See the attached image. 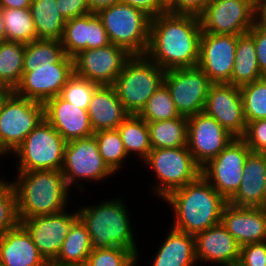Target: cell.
I'll use <instances>...</instances> for the list:
<instances>
[{
	"mask_svg": "<svg viewBox=\"0 0 266 266\" xmlns=\"http://www.w3.org/2000/svg\"><path fill=\"white\" fill-rule=\"evenodd\" d=\"M117 129L128 156L137 153L144 161L152 150L147 122L139 115H129Z\"/></svg>",
	"mask_w": 266,
	"mask_h": 266,
	"instance_id": "obj_31",
	"label": "cell"
},
{
	"mask_svg": "<svg viewBox=\"0 0 266 266\" xmlns=\"http://www.w3.org/2000/svg\"><path fill=\"white\" fill-rule=\"evenodd\" d=\"M64 55V49L59 40H34L25 46L24 72H33L41 64H55Z\"/></svg>",
	"mask_w": 266,
	"mask_h": 266,
	"instance_id": "obj_35",
	"label": "cell"
},
{
	"mask_svg": "<svg viewBox=\"0 0 266 266\" xmlns=\"http://www.w3.org/2000/svg\"><path fill=\"white\" fill-rule=\"evenodd\" d=\"M194 239L197 262L237 266L241 246L221 223L195 234Z\"/></svg>",
	"mask_w": 266,
	"mask_h": 266,
	"instance_id": "obj_23",
	"label": "cell"
},
{
	"mask_svg": "<svg viewBox=\"0 0 266 266\" xmlns=\"http://www.w3.org/2000/svg\"><path fill=\"white\" fill-rule=\"evenodd\" d=\"M12 92L13 90L10 87L0 83V110L2 109L4 102Z\"/></svg>",
	"mask_w": 266,
	"mask_h": 266,
	"instance_id": "obj_51",
	"label": "cell"
},
{
	"mask_svg": "<svg viewBox=\"0 0 266 266\" xmlns=\"http://www.w3.org/2000/svg\"><path fill=\"white\" fill-rule=\"evenodd\" d=\"M46 263L21 223L0 235V266H44Z\"/></svg>",
	"mask_w": 266,
	"mask_h": 266,
	"instance_id": "obj_24",
	"label": "cell"
},
{
	"mask_svg": "<svg viewBox=\"0 0 266 266\" xmlns=\"http://www.w3.org/2000/svg\"><path fill=\"white\" fill-rule=\"evenodd\" d=\"M6 31L3 21L2 8L0 7V43L6 41Z\"/></svg>",
	"mask_w": 266,
	"mask_h": 266,
	"instance_id": "obj_53",
	"label": "cell"
},
{
	"mask_svg": "<svg viewBox=\"0 0 266 266\" xmlns=\"http://www.w3.org/2000/svg\"><path fill=\"white\" fill-rule=\"evenodd\" d=\"M44 266H88V265L87 262H73V263L47 262Z\"/></svg>",
	"mask_w": 266,
	"mask_h": 266,
	"instance_id": "obj_52",
	"label": "cell"
},
{
	"mask_svg": "<svg viewBox=\"0 0 266 266\" xmlns=\"http://www.w3.org/2000/svg\"><path fill=\"white\" fill-rule=\"evenodd\" d=\"M264 194H265V208H266V180H265V186H264Z\"/></svg>",
	"mask_w": 266,
	"mask_h": 266,
	"instance_id": "obj_55",
	"label": "cell"
},
{
	"mask_svg": "<svg viewBox=\"0 0 266 266\" xmlns=\"http://www.w3.org/2000/svg\"><path fill=\"white\" fill-rule=\"evenodd\" d=\"M33 0H0L1 8H29Z\"/></svg>",
	"mask_w": 266,
	"mask_h": 266,
	"instance_id": "obj_50",
	"label": "cell"
},
{
	"mask_svg": "<svg viewBox=\"0 0 266 266\" xmlns=\"http://www.w3.org/2000/svg\"><path fill=\"white\" fill-rule=\"evenodd\" d=\"M61 172L69 188L74 182H97L114 174L103 161L94 136L66 143Z\"/></svg>",
	"mask_w": 266,
	"mask_h": 266,
	"instance_id": "obj_13",
	"label": "cell"
},
{
	"mask_svg": "<svg viewBox=\"0 0 266 266\" xmlns=\"http://www.w3.org/2000/svg\"><path fill=\"white\" fill-rule=\"evenodd\" d=\"M62 16L68 20L91 13L87 0H56Z\"/></svg>",
	"mask_w": 266,
	"mask_h": 266,
	"instance_id": "obj_46",
	"label": "cell"
},
{
	"mask_svg": "<svg viewBox=\"0 0 266 266\" xmlns=\"http://www.w3.org/2000/svg\"><path fill=\"white\" fill-rule=\"evenodd\" d=\"M131 57L125 48L112 43L86 49L73 57L74 75L98 85H112Z\"/></svg>",
	"mask_w": 266,
	"mask_h": 266,
	"instance_id": "obj_15",
	"label": "cell"
},
{
	"mask_svg": "<svg viewBox=\"0 0 266 266\" xmlns=\"http://www.w3.org/2000/svg\"><path fill=\"white\" fill-rule=\"evenodd\" d=\"M105 164L115 174L129 158L118 129L100 130L93 134ZM125 160V161H124Z\"/></svg>",
	"mask_w": 266,
	"mask_h": 266,
	"instance_id": "obj_36",
	"label": "cell"
},
{
	"mask_svg": "<svg viewBox=\"0 0 266 266\" xmlns=\"http://www.w3.org/2000/svg\"><path fill=\"white\" fill-rule=\"evenodd\" d=\"M25 46L26 44L8 40L0 43V83L13 91L23 76Z\"/></svg>",
	"mask_w": 266,
	"mask_h": 266,
	"instance_id": "obj_33",
	"label": "cell"
},
{
	"mask_svg": "<svg viewBox=\"0 0 266 266\" xmlns=\"http://www.w3.org/2000/svg\"><path fill=\"white\" fill-rule=\"evenodd\" d=\"M234 138L204 112L187 117V147L200 167L215 158Z\"/></svg>",
	"mask_w": 266,
	"mask_h": 266,
	"instance_id": "obj_16",
	"label": "cell"
},
{
	"mask_svg": "<svg viewBox=\"0 0 266 266\" xmlns=\"http://www.w3.org/2000/svg\"><path fill=\"white\" fill-rule=\"evenodd\" d=\"M237 36L202 32L198 67L212 83H229L235 63Z\"/></svg>",
	"mask_w": 266,
	"mask_h": 266,
	"instance_id": "obj_19",
	"label": "cell"
},
{
	"mask_svg": "<svg viewBox=\"0 0 266 266\" xmlns=\"http://www.w3.org/2000/svg\"><path fill=\"white\" fill-rule=\"evenodd\" d=\"M251 152L241 137H235L215 158L201 167V175L227 202L240 187L243 167Z\"/></svg>",
	"mask_w": 266,
	"mask_h": 266,
	"instance_id": "obj_11",
	"label": "cell"
},
{
	"mask_svg": "<svg viewBox=\"0 0 266 266\" xmlns=\"http://www.w3.org/2000/svg\"><path fill=\"white\" fill-rule=\"evenodd\" d=\"M237 266H266V241L241 246Z\"/></svg>",
	"mask_w": 266,
	"mask_h": 266,
	"instance_id": "obj_43",
	"label": "cell"
},
{
	"mask_svg": "<svg viewBox=\"0 0 266 266\" xmlns=\"http://www.w3.org/2000/svg\"><path fill=\"white\" fill-rule=\"evenodd\" d=\"M163 200L174 212L171 227L192 235L221 223L222 211L228 203L202 175Z\"/></svg>",
	"mask_w": 266,
	"mask_h": 266,
	"instance_id": "obj_2",
	"label": "cell"
},
{
	"mask_svg": "<svg viewBox=\"0 0 266 266\" xmlns=\"http://www.w3.org/2000/svg\"><path fill=\"white\" fill-rule=\"evenodd\" d=\"M37 39L59 40L63 35L66 19L56 0H33L29 6Z\"/></svg>",
	"mask_w": 266,
	"mask_h": 266,
	"instance_id": "obj_29",
	"label": "cell"
},
{
	"mask_svg": "<svg viewBox=\"0 0 266 266\" xmlns=\"http://www.w3.org/2000/svg\"><path fill=\"white\" fill-rule=\"evenodd\" d=\"M121 2L142 10L151 18L167 12L166 4L162 0H121Z\"/></svg>",
	"mask_w": 266,
	"mask_h": 266,
	"instance_id": "obj_47",
	"label": "cell"
},
{
	"mask_svg": "<svg viewBox=\"0 0 266 266\" xmlns=\"http://www.w3.org/2000/svg\"><path fill=\"white\" fill-rule=\"evenodd\" d=\"M252 152H261L266 148V119L248 122L241 137Z\"/></svg>",
	"mask_w": 266,
	"mask_h": 266,
	"instance_id": "obj_42",
	"label": "cell"
},
{
	"mask_svg": "<svg viewBox=\"0 0 266 266\" xmlns=\"http://www.w3.org/2000/svg\"><path fill=\"white\" fill-rule=\"evenodd\" d=\"M97 83L73 75L63 87L60 96L76 107L88 110Z\"/></svg>",
	"mask_w": 266,
	"mask_h": 266,
	"instance_id": "obj_41",
	"label": "cell"
},
{
	"mask_svg": "<svg viewBox=\"0 0 266 266\" xmlns=\"http://www.w3.org/2000/svg\"><path fill=\"white\" fill-rule=\"evenodd\" d=\"M127 211L126 204L119 198L78 208V217L89 232L92 250L120 246L139 253Z\"/></svg>",
	"mask_w": 266,
	"mask_h": 266,
	"instance_id": "obj_4",
	"label": "cell"
},
{
	"mask_svg": "<svg viewBox=\"0 0 266 266\" xmlns=\"http://www.w3.org/2000/svg\"><path fill=\"white\" fill-rule=\"evenodd\" d=\"M163 84L168 88L179 114L189 117L203 112L212 82L197 66L166 70Z\"/></svg>",
	"mask_w": 266,
	"mask_h": 266,
	"instance_id": "obj_12",
	"label": "cell"
},
{
	"mask_svg": "<svg viewBox=\"0 0 266 266\" xmlns=\"http://www.w3.org/2000/svg\"><path fill=\"white\" fill-rule=\"evenodd\" d=\"M87 111L94 133L117 129L129 116L112 85H99L94 90Z\"/></svg>",
	"mask_w": 266,
	"mask_h": 266,
	"instance_id": "obj_26",
	"label": "cell"
},
{
	"mask_svg": "<svg viewBox=\"0 0 266 266\" xmlns=\"http://www.w3.org/2000/svg\"><path fill=\"white\" fill-rule=\"evenodd\" d=\"M12 182L19 221L67 209L70 188L61 170L18 171Z\"/></svg>",
	"mask_w": 266,
	"mask_h": 266,
	"instance_id": "obj_3",
	"label": "cell"
},
{
	"mask_svg": "<svg viewBox=\"0 0 266 266\" xmlns=\"http://www.w3.org/2000/svg\"><path fill=\"white\" fill-rule=\"evenodd\" d=\"M74 75L73 58L64 55L57 63L37 66L33 72H23L14 92L29 100L44 104L61 94L67 81Z\"/></svg>",
	"mask_w": 266,
	"mask_h": 266,
	"instance_id": "obj_14",
	"label": "cell"
},
{
	"mask_svg": "<svg viewBox=\"0 0 266 266\" xmlns=\"http://www.w3.org/2000/svg\"><path fill=\"white\" fill-rule=\"evenodd\" d=\"M246 122L266 119V76L240 87Z\"/></svg>",
	"mask_w": 266,
	"mask_h": 266,
	"instance_id": "obj_37",
	"label": "cell"
},
{
	"mask_svg": "<svg viewBox=\"0 0 266 266\" xmlns=\"http://www.w3.org/2000/svg\"><path fill=\"white\" fill-rule=\"evenodd\" d=\"M202 28L193 14L163 13L151 18L145 56L165 71L197 67Z\"/></svg>",
	"mask_w": 266,
	"mask_h": 266,
	"instance_id": "obj_1",
	"label": "cell"
},
{
	"mask_svg": "<svg viewBox=\"0 0 266 266\" xmlns=\"http://www.w3.org/2000/svg\"><path fill=\"white\" fill-rule=\"evenodd\" d=\"M198 17L202 32L242 35L256 23L255 0H210Z\"/></svg>",
	"mask_w": 266,
	"mask_h": 266,
	"instance_id": "obj_10",
	"label": "cell"
},
{
	"mask_svg": "<svg viewBox=\"0 0 266 266\" xmlns=\"http://www.w3.org/2000/svg\"><path fill=\"white\" fill-rule=\"evenodd\" d=\"M256 23L266 27V0H255Z\"/></svg>",
	"mask_w": 266,
	"mask_h": 266,
	"instance_id": "obj_49",
	"label": "cell"
},
{
	"mask_svg": "<svg viewBox=\"0 0 266 266\" xmlns=\"http://www.w3.org/2000/svg\"><path fill=\"white\" fill-rule=\"evenodd\" d=\"M1 179V177H0ZM20 223L17 214L16 194L12 181L0 180V235Z\"/></svg>",
	"mask_w": 266,
	"mask_h": 266,
	"instance_id": "obj_40",
	"label": "cell"
},
{
	"mask_svg": "<svg viewBox=\"0 0 266 266\" xmlns=\"http://www.w3.org/2000/svg\"><path fill=\"white\" fill-rule=\"evenodd\" d=\"M60 42L65 55L72 58L83 50L111 44L102 21L96 13L68 19Z\"/></svg>",
	"mask_w": 266,
	"mask_h": 266,
	"instance_id": "obj_20",
	"label": "cell"
},
{
	"mask_svg": "<svg viewBox=\"0 0 266 266\" xmlns=\"http://www.w3.org/2000/svg\"><path fill=\"white\" fill-rule=\"evenodd\" d=\"M66 143L43 118L12 153L20 162L18 171L61 170Z\"/></svg>",
	"mask_w": 266,
	"mask_h": 266,
	"instance_id": "obj_8",
	"label": "cell"
},
{
	"mask_svg": "<svg viewBox=\"0 0 266 266\" xmlns=\"http://www.w3.org/2000/svg\"><path fill=\"white\" fill-rule=\"evenodd\" d=\"M139 254L120 246L92 250L87 258L88 266H137Z\"/></svg>",
	"mask_w": 266,
	"mask_h": 266,
	"instance_id": "obj_39",
	"label": "cell"
},
{
	"mask_svg": "<svg viewBox=\"0 0 266 266\" xmlns=\"http://www.w3.org/2000/svg\"><path fill=\"white\" fill-rule=\"evenodd\" d=\"M263 77L258 66L253 37L248 32L238 35L235 63L229 84L241 87Z\"/></svg>",
	"mask_w": 266,
	"mask_h": 266,
	"instance_id": "obj_28",
	"label": "cell"
},
{
	"mask_svg": "<svg viewBox=\"0 0 266 266\" xmlns=\"http://www.w3.org/2000/svg\"><path fill=\"white\" fill-rule=\"evenodd\" d=\"M92 251L91 238L85 224L78 218L71 226L54 263L86 262Z\"/></svg>",
	"mask_w": 266,
	"mask_h": 266,
	"instance_id": "obj_32",
	"label": "cell"
},
{
	"mask_svg": "<svg viewBox=\"0 0 266 266\" xmlns=\"http://www.w3.org/2000/svg\"><path fill=\"white\" fill-rule=\"evenodd\" d=\"M43 118L42 103L13 91L0 110V152L3 156L12 154Z\"/></svg>",
	"mask_w": 266,
	"mask_h": 266,
	"instance_id": "obj_9",
	"label": "cell"
},
{
	"mask_svg": "<svg viewBox=\"0 0 266 266\" xmlns=\"http://www.w3.org/2000/svg\"><path fill=\"white\" fill-rule=\"evenodd\" d=\"M165 241L154 256L152 266H195L194 235L170 228Z\"/></svg>",
	"mask_w": 266,
	"mask_h": 266,
	"instance_id": "obj_27",
	"label": "cell"
},
{
	"mask_svg": "<svg viewBox=\"0 0 266 266\" xmlns=\"http://www.w3.org/2000/svg\"><path fill=\"white\" fill-rule=\"evenodd\" d=\"M210 0H170L166 4L167 12L173 14L199 15Z\"/></svg>",
	"mask_w": 266,
	"mask_h": 266,
	"instance_id": "obj_45",
	"label": "cell"
},
{
	"mask_svg": "<svg viewBox=\"0 0 266 266\" xmlns=\"http://www.w3.org/2000/svg\"><path fill=\"white\" fill-rule=\"evenodd\" d=\"M265 180L266 159L260 152H251L243 167L240 187L228 203L235 207H265Z\"/></svg>",
	"mask_w": 266,
	"mask_h": 266,
	"instance_id": "obj_25",
	"label": "cell"
},
{
	"mask_svg": "<svg viewBox=\"0 0 266 266\" xmlns=\"http://www.w3.org/2000/svg\"><path fill=\"white\" fill-rule=\"evenodd\" d=\"M139 116L146 122L172 120L180 117L168 88L163 84L148 99Z\"/></svg>",
	"mask_w": 266,
	"mask_h": 266,
	"instance_id": "obj_38",
	"label": "cell"
},
{
	"mask_svg": "<svg viewBox=\"0 0 266 266\" xmlns=\"http://www.w3.org/2000/svg\"><path fill=\"white\" fill-rule=\"evenodd\" d=\"M248 33L254 39L260 72L266 76V27L255 23Z\"/></svg>",
	"mask_w": 266,
	"mask_h": 266,
	"instance_id": "obj_44",
	"label": "cell"
},
{
	"mask_svg": "<svg viewBox=\"0 0 266 266\" xmlns=\"http://www.w3.org/2000/svg\"><path fill=\"white\" fill-rule=\"evenodd\" d=\"M260 153H261V154L264 156V158L266 159V148L263 149Z\"/></svg>",
	"mask_w": 266,
	"mask_h": 266,
	"instance_id": "obj_54",
	"label": "cell"
},
{
	"mask_svg": "<svg viewBox=\"0 0 266 266\" xmlns=\"http://www.w3.org/2000/svg\"><path fill=\"white\" fill-rule=\"evenodd\" d=\"M152 149L187 146V117L147 122Z\"/></svg>",
	"mask_w": 266,
	"mask_h": 266,
	"instance_id": "obj_30",
	"label": "cell"
},
{
	"mask_svg": "<svg viewBox=\"0 0 266 266\" xmlns=\"http://www.w3.org/2000/svg\"><path fill=\"white\" fill-rule=\"evenodd\" d=\"M143 162L155 173L159 183L156 181L152 190L162 200L201 175V167L187 146L152 149Z\"/></svg>",
	"mask_w": 266,
	"mask_h": 266,
	"instance_id": "obj_7",
	"label": "cell"
},
{
	"mask_svg": "<svg viewBox=\"0 0 266 266\" xmlns=\"http://www.w3.org/2000/svg\"><path fill=\"white\" fill-rule=\"evenodd\" d=\"M91 13H97L101 9L107 8L113 4L121 3V0H87Z\"/></svg>",
	"mask_w": 266,
	"mask_h": 266,
	"instance_id": "obj_48",
	"label": "cell"
},
{
	"mask_svg": "<svg viewBox=\"0 0 266 266\" xmlns=\"http://www.w3.org/2000/svg\"><path fill=\"white\" fill-rule=\"evenodd\" d=\"M221 224L240 246L266 241V208L224 206Z\"/></svg>",
	"mask_w": 266,
	"mask_h": 266,
	"instance_id": "obj_22",
	"label": "cell"
},
{
	"mask_svg": "<svg viewBox=\"0 0 266 266\" xmlns=\"http://www.w3.org/2000/svg\"><path fill=\"white\" fill-rule=\"evenodd\" d=\"M112 44L131 55H145L149 43L151 17L125 3L113 4L96 13Z\"/></svg>",
	"mask_w": 266,
	"mask_h": 266,
	"instance_id": "obj_6",
	"label": "cell"
},
{
	"mask_svg": "<svg viewBox=\"0 0 266 266\" xmlns=\"http://www.w3.org/2000/svg\"><path fill=\"white\" fill-rule=\"evenodd\" d=\"M65 211L20 221L47 262H52L58 256L72 224L79 218L77 210L72 214Z\"/></svg>",
	"mask_w": 266,
	"mask_h": 266,
	"instance_id": "obj_18",
	"label": "cell"
},
{
	"mask_svg": "<svg viewBox=\"0 0 266 266\" xmlns=\"http://www.w3.org/2000/svg\"><path fill=\"white\" fill-rule=\"evenodd\" d=\"M165 70L145 55H132L112 84L126 112L139 115L163 85Z\"/></svg>",
	"mask_w": 266,
	"mask_h": 266,
	"instance_id": "obj_5",
	"label": "cell"
},
{
	"mask_svg": "<svg viewBox=\"0 0 266 266\" xmlns=\"http://www.w3.org/2000/svg\"><path fill=\"white\" fill-rule=\"evenodd\" d=\"M43 105L44 118L67 142L93 136L86 109L76 107L60 95L49 99Z\"/></svg>",
	"mask_w": 266,
	"mask_h": 266,
	"instance_id": "obj_21",
	"label": "cell"
},
{
	"mask_svg": "<svg viewBox=\"0 0 266 266\" xmlns=\"http://www.w3.org/2000/svg\"><path fill=\"white\" fill-rule=\"evenodd\" d=\"M203 112L213 117L234 137L244 135L247 122L240 87L229 83H212Z\"/></svg>",
	"mask_w": 266,
	"mask_h": 266,
	"instance_id": "obj_17",
	"label": "cell"
},
{
	"mask_svg": "<svg viewBox=\"0 0 266 266\" xmlns=\"http://www.w3.org/2000/svg\"><path fill=\"white\" fill-rule=\"evenodd\" d=\"M8 41L28 44L37 40V31L29 8H2Z\"/></svg>",
	"mask_w": 266,
	"mask_h": 266,
	"instance_id": "obj_34",
	"label": "cell"
},
{
	"mask_svg": "<svg viewBox=\"0 0 266 266\" xmlns=\"http://www.w3.org/2000/svg\"><path fill=\"white\" fill-rule=\"evenodd\" d=\"M165 4H167L170 0H162Z\"/></svg>",
	"mask_w": 266,
	"mask_h": 266,
	"instance_id": "obj_56",
	"label": "cell"
}]
</instances>
